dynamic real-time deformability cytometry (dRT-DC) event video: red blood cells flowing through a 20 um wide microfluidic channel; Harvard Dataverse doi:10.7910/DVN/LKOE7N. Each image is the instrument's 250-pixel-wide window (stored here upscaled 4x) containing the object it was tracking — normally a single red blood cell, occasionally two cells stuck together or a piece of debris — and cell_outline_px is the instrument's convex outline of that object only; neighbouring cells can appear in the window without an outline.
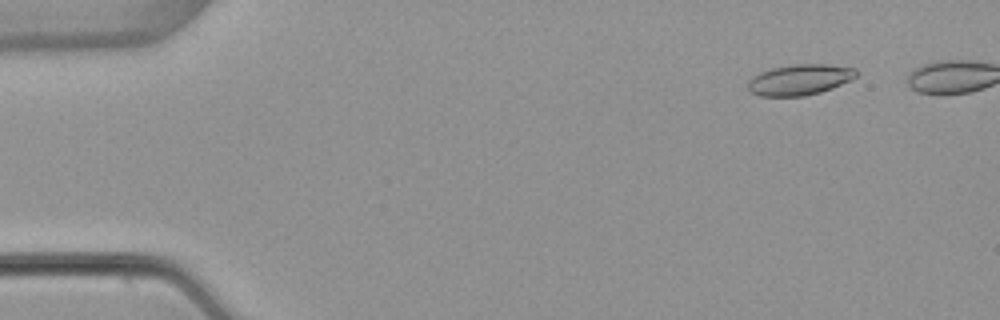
{"species": "common noctule bat (a hibernating species)", "species_latin": "Nyctalus noctula", "temperature_condition": "warm", "stored_images_in_passage": 47, "camera_frame_rate_fps": 3000, "um_per_image_px": 0.085, "animal": {"sex": "female", "body_mass_g": 22.7, "forearm_length_mm": 54.2}, "frame": {"image": 1, "passage_image": 6, "time_ms": 1.667, "image_size_px": [1000, 320], "cell_outline_px": [[860, 72], [852, 80], [832, 88], [820, 92], [804, 96], [760, 96], [752, 92], [748, 88], [748, 80], [752, 76], [760, 72], [772, 68], [792, 64], [828, 64], [856, 68]], "centroid_in_image_um": [68.01, 6.76], "position_along_channel_um": 17.0, "area_um2": 19.59}}
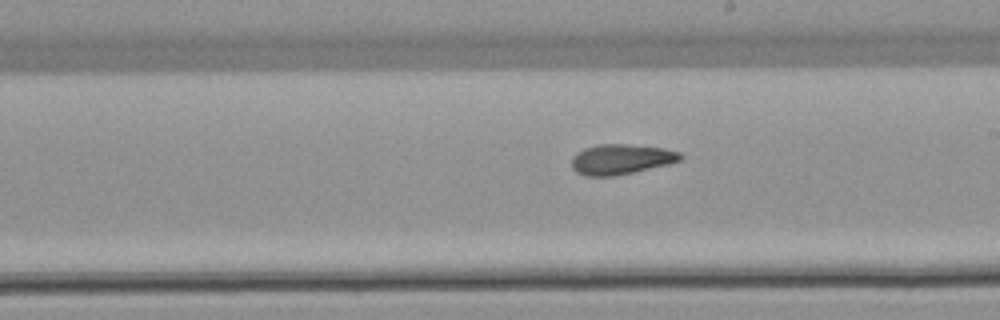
{"frame": {"image": 2, "passage_image": 31, "time_ms": 10.0, "image_size_px": [1000, 320], "cell_outline_px": [[684, 156], [680, 160], [668, 164], [616, 176], [584, 176], [576, 172], [572, 168], [572, 156], [576, 152], [584, 148], [600, 144], [624, 144], [664, 148], [680, 152]], "centroid_in_image_um": [52.77, 13.54], "position_along_channel_um": 236.2, "area_um2": 19.19}}
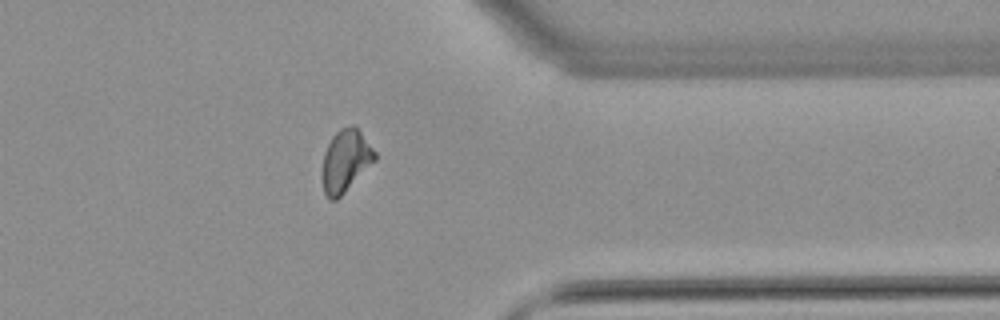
{"frame": {"image": 3, "passage_image": 43, "time_ms": 14.0, "image_size_px": [1000, 320], "cell_outline_px": [[376, 160], [336, 200], [328, 200], [324, 192], [320, 176], [324, 152], [332, 136], [340, 128], [348, 124], [352, 124], [360, 132], [376, 152]], "centroid_in_image_um": [29.33, 13.67], "position_along_channel_um": 382.1, "area_um2": 19.19}, "authors_computed_cell_mechanics": {"area_um2": 19.363, "velocity_mm_per_s": 3.8922, "shape_relaxation_time_tau1_ms": null, "shape_relaxation_time_tau2_ms": 3.4284, "deformation_change_tau1": null, "deformation_change_tau2": 0.1111}}